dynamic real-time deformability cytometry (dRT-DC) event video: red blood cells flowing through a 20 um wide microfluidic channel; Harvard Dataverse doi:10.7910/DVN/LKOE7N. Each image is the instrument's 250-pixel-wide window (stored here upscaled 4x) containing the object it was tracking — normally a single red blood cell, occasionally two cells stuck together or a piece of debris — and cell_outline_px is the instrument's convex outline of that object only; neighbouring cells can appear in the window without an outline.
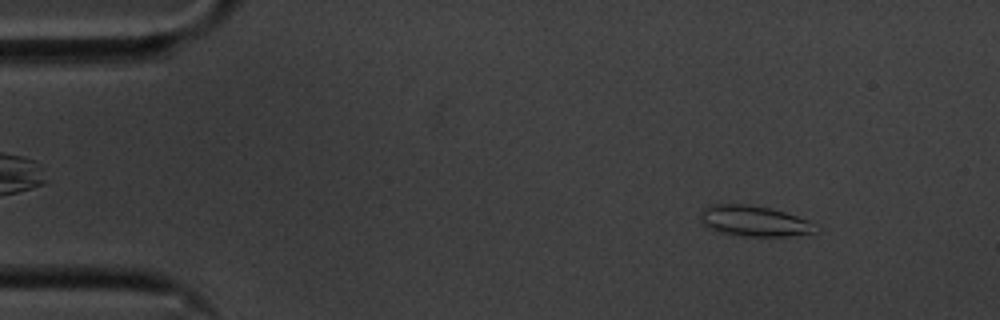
{"species": "common noctule bat (a hibernating species)", "species_latin": "Nyctalus noctula", "temperature_condition": "cold", "stored_images_in_passage": 55, "camera_frame_rate_fps": 3000, "um_per_image_px": 0.085, "animal": {"sex": "male", "body_mass_g": 20.1, "forearm_length_mm": 53.5}, "frame": {"image": 1, "passage_image": 6, "time_ms": 1.667, "image_size_px": [1000, 320], "cell_outline_px": [[820, 228], [816, 232], [788, 236], [740, 236], [716, 232], [708, 228], [700, 220], [700, 216], [704, 208], [708, 204], [744, 204], [772, 208], [808, 220]], "centroid_in_image_um": [64.08, 18.79], "position_along_channel_um": 20.9, "area_um2": 20.75}}
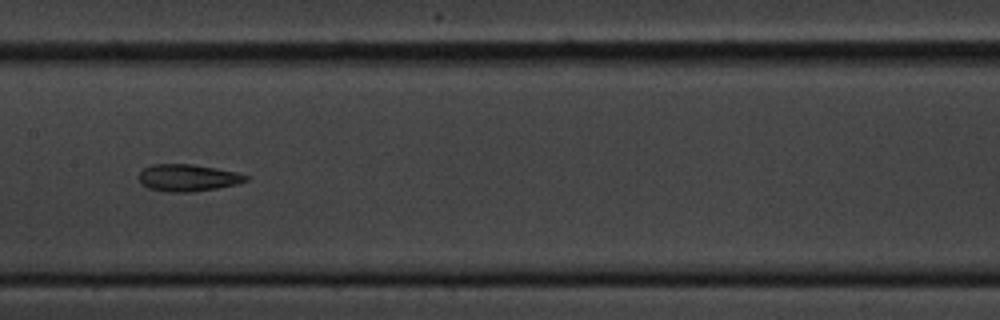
{"frame": {"image": 2, "passage_image": 27, "time_ms": 8.667, "image_size_px": [1000, 320], "cell_outline_px": [[248, 180], [236, 184], [216, 188], [192, 192], [168, 192], [148, 188], [140, 184], [140, 172], [144, 168], [152, 164], [192, 164], [216, 168], [236, 172], [248, 176]], "centroid_in_image_um": [15.94, 15.11], "position_along_channel_um": 191.5, "area_um2": 16.76}}
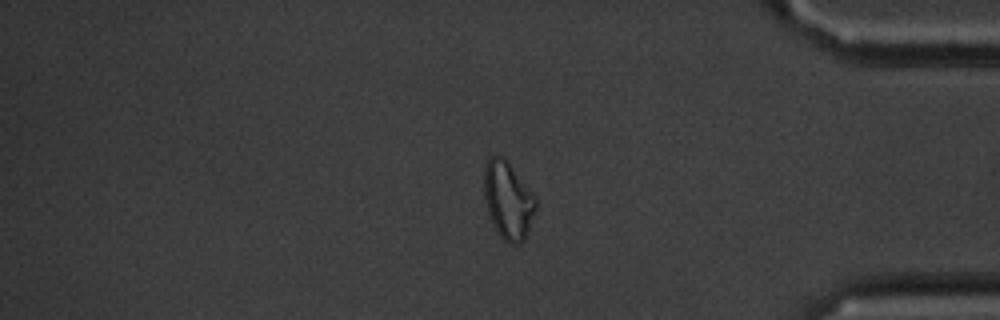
{"frame": {"image": 3, "passage_image": 46, "time_ms": 15.0, "image_size_px": [1000, 320], "cell_outline_px": [[536, 208], [524, 240], [516, 244], [508, 244], [500, 236], [488, 212], [484, 196], [484, 168], [488, 160], [492, 156], [504, 156], [508, 160], [536, 196]], "centroid_in_image_um": [43.19, 16.99], "position_along_channel_um": 392.0, "area_um2": 23.29}, "authors_computed_cell_mechanics": {"area_um2": 18.6116, "velocity_mm_per_s": 3.5559, "shape_relaxation_time_tau1_ms": null, "shape_relaxation_time_tau2_ms": 3.4787, "deformation_change_tau1": null, "deformation_change_tau2": 0.1261}}